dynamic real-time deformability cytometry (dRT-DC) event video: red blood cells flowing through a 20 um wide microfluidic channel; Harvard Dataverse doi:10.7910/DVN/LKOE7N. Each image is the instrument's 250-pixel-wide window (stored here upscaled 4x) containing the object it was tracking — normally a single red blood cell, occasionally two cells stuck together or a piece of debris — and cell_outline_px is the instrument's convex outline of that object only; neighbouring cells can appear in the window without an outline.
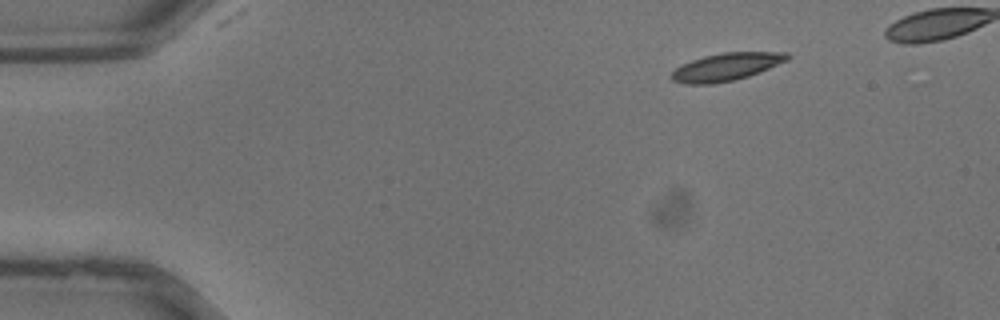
{"species": "common noctule bat (a hibernating species)", "species_latin": "Nyctalus noctula", "temperature_condition": "warm", "stored_images_in_passage": 30, "camera_frame_rate_fps": 3000, "um_per_image_px": 0.085, "animal": {"sex": "male", "body_mass_g": 13.3}, "frame": {"image": 1, "passage_image": 1, "time_ms": 0.0, "image_size_px": [1000, 320], "cell_outline_px": [[792, 56], [788, 60], [760, 72], [736, 80], [712, 84], [684, 84], [672, 80], [668, 76], [676, 68], [692, 60], [704, 56], [724, 52], [788, 52]], "centroid_in_image_um": [61.75, 5.69], "position_along_channel_um": 23.3, "area_um2": 18.79}}
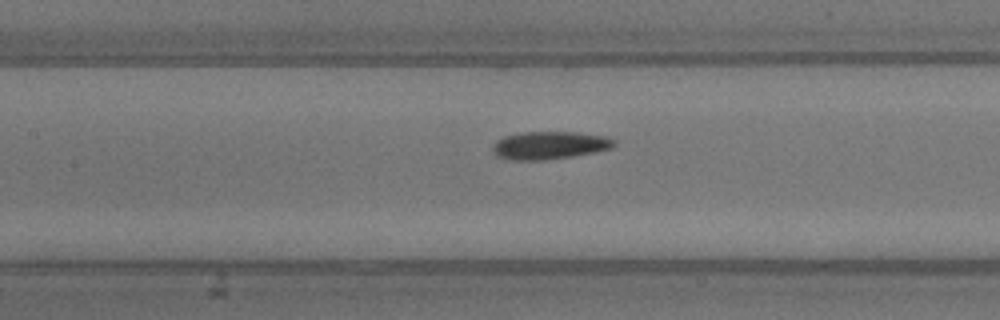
{"frame": {"image": 2, "passage_image": 13, "time_ms": 4.0, "image_size_px": [1000, 320], "cell_outline_px": [[616, 144], [612, 148], [596, 152], [548, 160], [504, 160], [496, 156], [492, 152], [492, 148], [496, 140], [504, 136], [520, 132], [576, 132], [608, 136], [616, 140]], "centroid_in_image_um": [46.7, 12.35], "position_along_channel_um": 160.7, "area_um2": 20.11}}
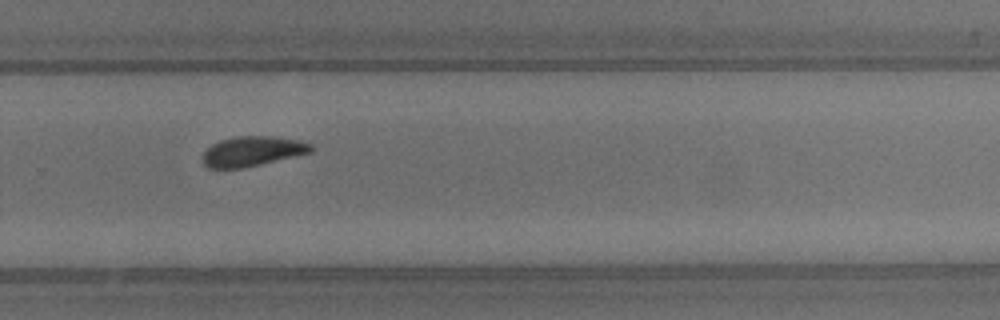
{"frame": {"image": 3, "passage_image": 21, "time_ms": 6.667, "image_size_px": [1000, 320], "cell_outline_px": [[312, 152], [244, 168], [208, 168], [200, 160], [204, 152], [212, 144], [220, 140], [236, 136], [276, 136], [300, 140], [312, 144]], "centroid_in_image_um": [21.44, 12.85], "position_along_channel_um": 308.4, "area_um2": 19.02}}